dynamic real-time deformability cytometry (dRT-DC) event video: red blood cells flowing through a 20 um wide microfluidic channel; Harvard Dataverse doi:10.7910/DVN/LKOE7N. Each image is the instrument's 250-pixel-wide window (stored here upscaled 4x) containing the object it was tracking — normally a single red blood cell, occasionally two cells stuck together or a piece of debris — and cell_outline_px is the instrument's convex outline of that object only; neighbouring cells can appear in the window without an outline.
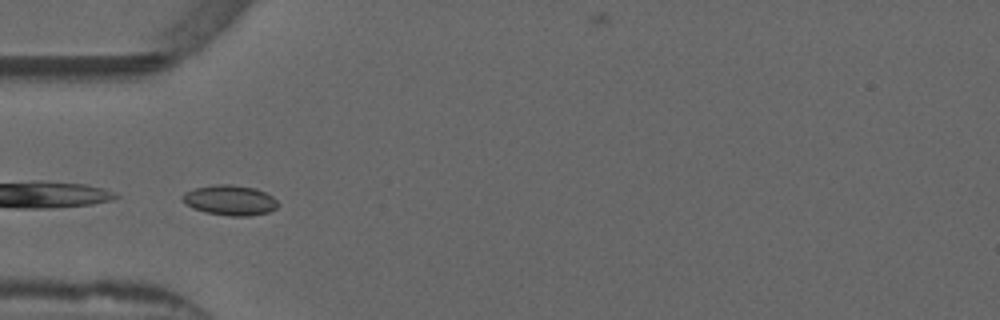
{"species": "common noctule bat (a hibernating species)", "species_latin": "Nyctalus noctula", "temperature_condition": "warm", "stored_images_in_passage": 27, "camera_frame_rate_fps": 3000, "um_per_image_px": 0.085, "animal": {"sex": "male", "forearm_length_mm": 52.5}, "frame": {"image": 1, "passage_image": 1, "time_ms": 0.0, "image_size_px": [1000, 320], "cell_outline_px": [[280, 204], [276, 208], [268, 212], [248, 216], [232, 216], [204, 212], [192, 208], [184, 204], [184, 192], [196, 188], [212, 184], [232, 184], [256, 188], [272, 196]], "centroid_in_image_um": [19.55, 17.01], "position_along_channel_um": 65.4, "area_um2": 16.82}, "authors_computed_cell_mechanics": {"area_um2": 15.3748, "velocity_mm_per_s": 3.8559, "shape_relaxation_time_tau1_ms": 4.7288, "shape_relaxation_time_tau2_ms": 3.9644, "deformation_change_tau1": 0.0569, "deformation_change_tau2": 0.0565}}